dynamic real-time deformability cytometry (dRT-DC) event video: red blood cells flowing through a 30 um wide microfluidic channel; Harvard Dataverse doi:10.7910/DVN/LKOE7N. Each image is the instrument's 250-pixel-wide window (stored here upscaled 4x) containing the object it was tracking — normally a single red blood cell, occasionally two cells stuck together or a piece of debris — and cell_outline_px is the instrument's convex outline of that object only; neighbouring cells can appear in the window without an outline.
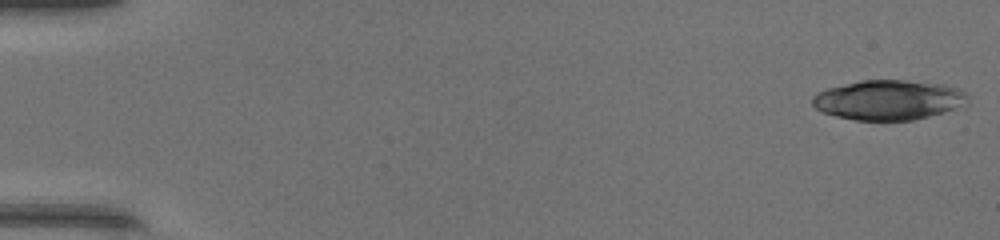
{"species": "common noctule bat (a hibernating species)", "species_latin": "Nyctalus noctula", "temperature_condition": "warm", "stored_images_in_passage": 17, "camera_frame_rate_fps": 3000, "um_per_image_px": 0.085, "animal": {"sex": "female", "body_mass_g": 17.0, "forearm_length_mm": 48.0}, "frame": {"image": 1, "passage_image": 1, "time_ms": 0.0, "image_size_px": [1000, 240], "cell_outline_px": [[968, 104], [944, 112], [912, 120], [856, 120], [836, 116], [820, 112], [812, 104], [812, 96], [816, 92], [828, 88], [860, 80], [904, 80], [944, 84], [956, 88], [964, 92], [968, 96]], "centroid_in_image_um": [75.51, 8.49], "position_along_channel_um": 9.5, "area_um2": 36.13}}